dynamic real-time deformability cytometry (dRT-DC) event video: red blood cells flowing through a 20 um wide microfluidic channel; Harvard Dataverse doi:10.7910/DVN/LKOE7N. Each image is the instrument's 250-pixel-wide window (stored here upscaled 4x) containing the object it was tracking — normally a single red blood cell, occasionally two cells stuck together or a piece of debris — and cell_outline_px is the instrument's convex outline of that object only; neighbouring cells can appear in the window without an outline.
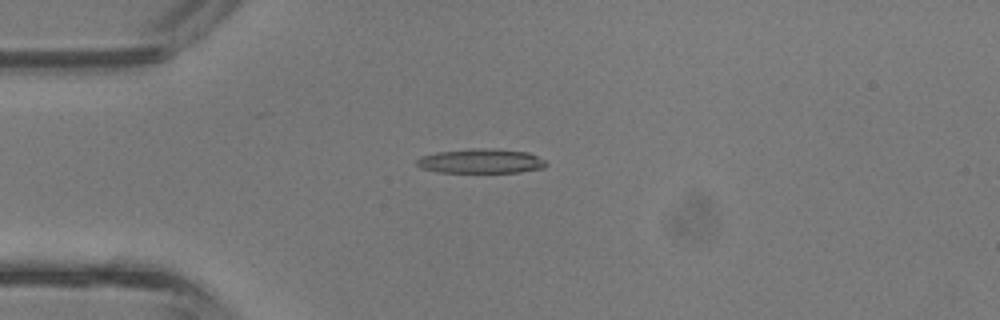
{"species": "common noctule bat (a hibernating species)", "species_latin": "Nyctalus noctula", "temperature_condition": "room temperature", "stored_images_in_passage": 4, "camera_frame_rate_fps": 3000, "um_per_image_px": 0.085, "animal": {"sex": "male", "body_mass_g": 13.3}, "frame": {"image": 1, "passage_image": 4, "time_ms": 1.0, "image_size_px": [1000, 320], "cell_outline_px": [[548, 164], [544, 168], [520, 172], [436, 172], [420, 168], [416, 164], [416, 160], [420, 156], [436, 152], [472, 148], [492, 148], [528, 152], [544, 160]], "centroid_in_image_um": [40.85, 13.69], "position_along_channel_um": 44.1, "area_um2": 18.61}}